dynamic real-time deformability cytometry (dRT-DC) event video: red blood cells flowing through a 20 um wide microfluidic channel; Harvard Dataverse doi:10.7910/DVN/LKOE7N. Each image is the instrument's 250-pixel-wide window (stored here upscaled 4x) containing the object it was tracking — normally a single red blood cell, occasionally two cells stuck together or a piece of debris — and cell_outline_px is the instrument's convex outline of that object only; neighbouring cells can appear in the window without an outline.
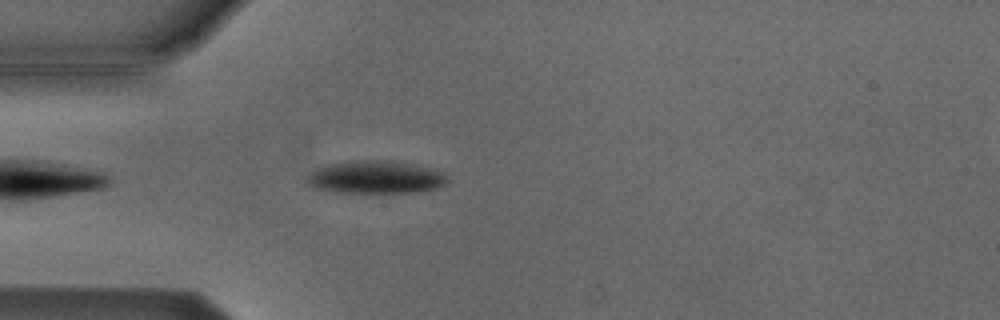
{"species": "Egyptian fruit bat (a non-hibernating species)", "species_latin": "Rousettus aegyptiacus", "temperature_condition": "cold", "stored_images_in_passage": 3, "camera_frame_rate_fps": 3000, "um_per_image_px": 0.085, "animal": {"sex": "male"}, "frame": {"image": 1, "passage_image": 3, "time_ms": 2.333, "image_size_px": [1000, 320], "cell_outline_px": [[448, 184], [436, 188], [416, 192], [336, 192], [312, 188], [304, 180], [304, 176], [308, 172], [316, 168], [328, 164], [352, 160], [392, 160], [412, 164], [444, 172], [448, 180]], "centroid_in_image_um": [31.86, 15.05], "position_along_channel_um": 53.1, "area_um2": 27.22}}